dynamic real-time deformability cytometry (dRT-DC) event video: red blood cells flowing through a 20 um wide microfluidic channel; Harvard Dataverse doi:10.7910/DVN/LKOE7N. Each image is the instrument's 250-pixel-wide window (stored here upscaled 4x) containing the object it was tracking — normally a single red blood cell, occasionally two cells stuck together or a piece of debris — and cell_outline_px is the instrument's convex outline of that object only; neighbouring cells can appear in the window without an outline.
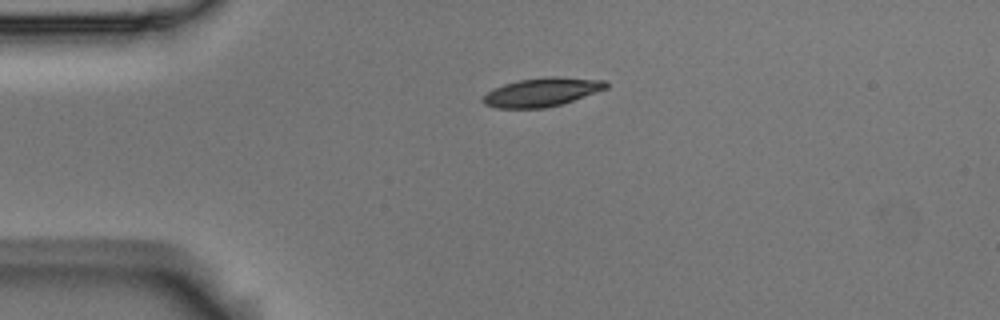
{"species": "Egyptian fruit bat (a non-hibernating species)", "species_latin": "Rousettus aegyptiacus", "temperature_condition": "room temperature", "stored_images_in_passage": 2, "camera_frame_rate_fps": 3000, "um_per_image_px": 0.085, "animal": {"sex": "male"}, "frame": {"image": 1, "passage_image": 1, "time_ms": 0.0, "image_size_px": [1000, 320], "cell_outline_px": [[608, 88], [560, 104], [544, 108], [496, 108], [484, 104], [480, 100], [488, 92], [504, 84], [520, 80], [544, 76], [556, 76], [608, 80]], "centroid_in_image_um": [46.07, 7.82], "position_along_channel_um": 38.9, "area_um2": 20.52}}